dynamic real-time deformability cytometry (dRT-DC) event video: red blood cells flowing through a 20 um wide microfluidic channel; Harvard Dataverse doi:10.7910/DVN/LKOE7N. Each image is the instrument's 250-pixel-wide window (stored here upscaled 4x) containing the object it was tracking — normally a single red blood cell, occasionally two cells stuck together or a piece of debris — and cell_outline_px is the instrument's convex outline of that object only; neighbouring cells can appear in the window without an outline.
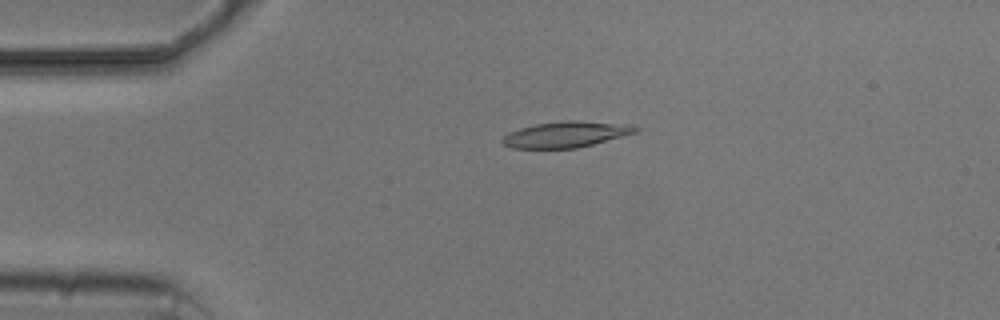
{"species": "common noctule bat (a hibernating species)", "species_latin": "Nyctalus noctula", "temperature_condition": "cold", "stored_images_in_passage": 3, "camera_frame_rate_fps": 3000, "um_per_image_px": 0.085, "animal": {"sex": "male", "body_mass_g": 20.5, "forearm_length_mm": 52.5}, "frame": {"image": 1, "passage_image": 2, "time_ms": 1.0, "image_size_px": [1000, 320], "cell_outline_px": [[640, 132], [576, 148], [512, 148], [504, 144], [500, 140], [508, 132], [520, 128], [536, 124], [564, 120], [580, 120], [632, 124], [640, 128]], "centroid_in_image_um": [48.17, 11.41], "position_along_channel_um": 36.8, "area_um2": 20.35}}